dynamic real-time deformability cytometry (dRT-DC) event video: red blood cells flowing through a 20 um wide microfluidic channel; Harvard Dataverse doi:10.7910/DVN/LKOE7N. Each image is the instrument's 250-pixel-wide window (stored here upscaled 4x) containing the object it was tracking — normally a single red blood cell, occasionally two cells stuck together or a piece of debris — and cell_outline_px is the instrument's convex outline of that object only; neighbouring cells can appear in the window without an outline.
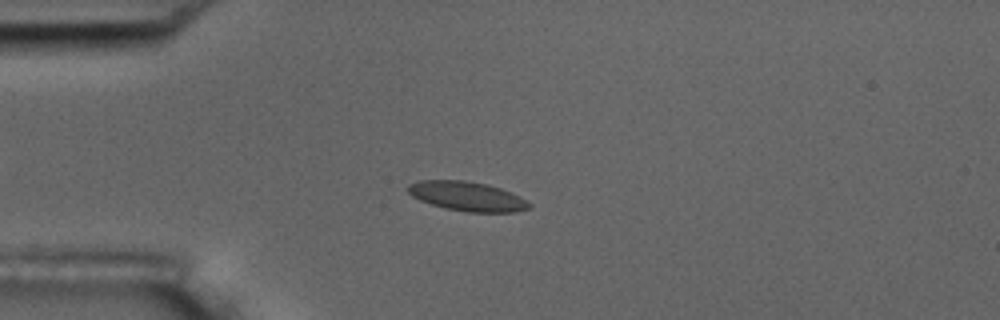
{"species": "common noctule bat (a hibernating species)", "species_latin": "Nyctalus noctula", "temperature_condition": "room temperature", "stored_images_in_passage": 6, "camera_frame_rate_fps": 3000, "um_per_image_px": 0.085, "animal": {"sex": "male", "body_mass_g": 17.5, "forearm_length_mm": 52.3}, "frame": {"image": 1, "passage_image": 4, "time_ms": 3.333, "image_size_px": [1000, 320], "cell_outline_px": [[532, 204], [528, 208], [516, 212], [468, 212], [444, 208], [420, 200], [412, 196], [404, 188], [408, 184], [420, 180], [464, 180], [488, 184], [512, 192]], "centroid_in_image_um": [39.68, 16.67], "position_along_channel_um": 45.3, "area_um2": 20.87}}